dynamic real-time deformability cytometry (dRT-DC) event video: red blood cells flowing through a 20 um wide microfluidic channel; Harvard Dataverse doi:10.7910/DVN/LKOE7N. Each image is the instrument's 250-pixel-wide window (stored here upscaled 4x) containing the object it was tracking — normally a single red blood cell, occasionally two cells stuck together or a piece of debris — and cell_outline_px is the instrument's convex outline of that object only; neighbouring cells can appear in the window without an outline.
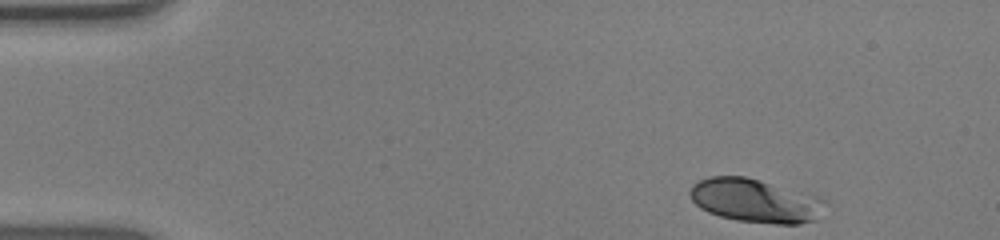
{"species": "human", "species_latin": "Homo sapiens", "temperature_condition": "warm", "stored_images_in_passage": 41, "camera_frame_rate_fps": 3000, "um_per_image_px": 0.085, "donor": {"sex": "male"}, "frame": {"image": 1, "passage_image": 1, "time_ms": 0.0, "image_size_px": [1000, 240], "cell_outline_px": [[828, 200], [816, 220], [800, 224], [776, 224], [736, 220], [720, 216], [708, 212], [700, 208], [692, 200], [688, 192], [692, 184], [708, 176], [744, 176], [760, 180], [820, 196]], "centroid_in_image_um": [64.21, 17.05], "position_along_channel_um": 20.8, "area_um2": 34.68}}
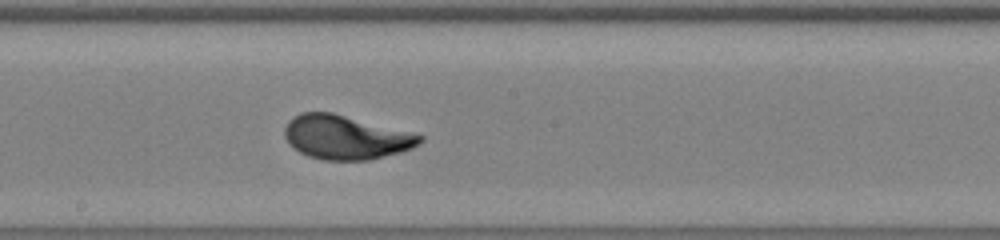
{"frame": {"image": 2, "passage_image": 24, "time_ms": 7.667, "image_size_px": [1000, 240], "cell_outline_px": [[424, 140], [420, 144], [412, 148], [400, 152], [368, 160], [324, 160], [308, 156], [300, 152], [284, 136], [284, 128], [288, 120], [304, 112], [332, 112], [424, 136]], "centroid_in_image_um": [29.39, 11.67], "position_along_channel_um": 218.8, "area_um2": 34.22}}
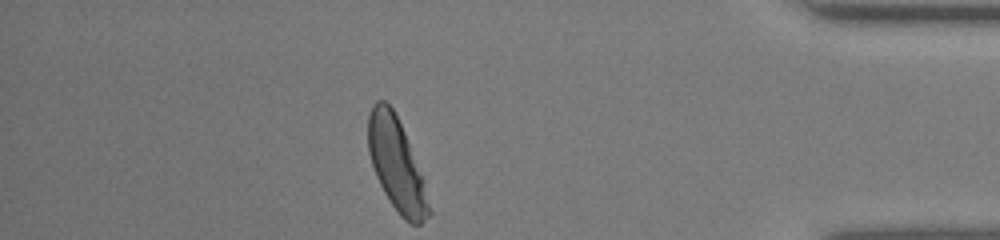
{"frame": {"image": 3, "passage_image": 41, "time_ms": 13.333, "image_size_px": [1000, 240], "cell_outline_px": [[432, 212], [420, 224], [412, 224], [404, 220], [400, 216], [384, 192], [376, 176], [368, 152], [368, 116], [372, 104], [376, 100], [384, 100], [392, 108], [404, 132], [420, 176]], "centroid_in_image_um": [33.65, 13.98], "position_along_channel_um": 401.6, "area_um2": 31.73}, "authors_computed_cell_mechanics": {"area_um2": 33.7552, "velocity_mm_per_s": 3.9015, "shape_relaxation_time_tau1_ms": 2.9426, "shape_relaxation_time_tau2_ms": null, "deformation_change_tau1": 0.179, "deformation_change_tau2": null}}